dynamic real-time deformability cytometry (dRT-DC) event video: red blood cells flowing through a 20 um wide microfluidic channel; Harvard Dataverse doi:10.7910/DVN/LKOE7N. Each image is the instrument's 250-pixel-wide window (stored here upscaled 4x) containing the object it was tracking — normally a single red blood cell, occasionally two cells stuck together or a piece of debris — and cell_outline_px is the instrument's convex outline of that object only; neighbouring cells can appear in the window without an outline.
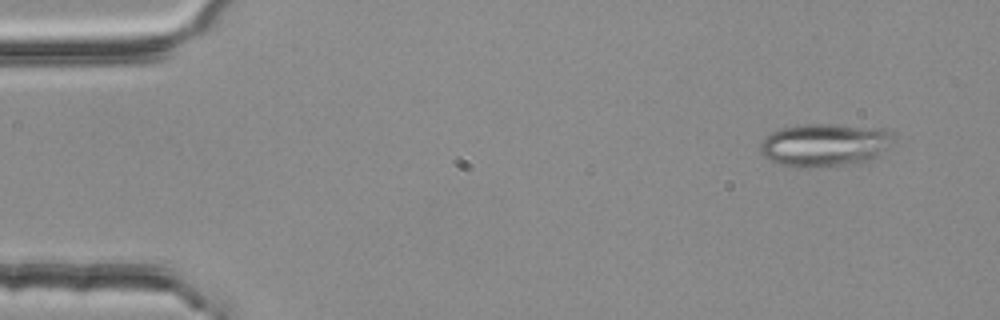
{"species": "common noctule bat (a hibernating species)", "species_latin": "Nyctalus noctula", "temperature_condition": "room temperature", "stored_images_in_passage": 5, "segment_of_instrument_passage": [1, 2], "camera_frame_rate_fps": 3000, "um_per_image_px": 0.085, "animal": {"sex": "female", "body_mass_g": 25.1}, "frame": {"image": 1, "passage_image": 2, "time_ms": 0.333, "image_size_px": [1000, 320], "cell_outline_px": [[892, 132], [876, 152], [872, 156], [864, 160], [840, 164], [800, 168], [780, 164], [764, 156], [760, 152], [760, 144], [772, 132], [780, 128], [808, 124], [832, 124], [888, 128]], "centroid_in_image_um": [69.94, 12.28], "position_along_channel_um": 15.1, "area_um2": 31.79}}